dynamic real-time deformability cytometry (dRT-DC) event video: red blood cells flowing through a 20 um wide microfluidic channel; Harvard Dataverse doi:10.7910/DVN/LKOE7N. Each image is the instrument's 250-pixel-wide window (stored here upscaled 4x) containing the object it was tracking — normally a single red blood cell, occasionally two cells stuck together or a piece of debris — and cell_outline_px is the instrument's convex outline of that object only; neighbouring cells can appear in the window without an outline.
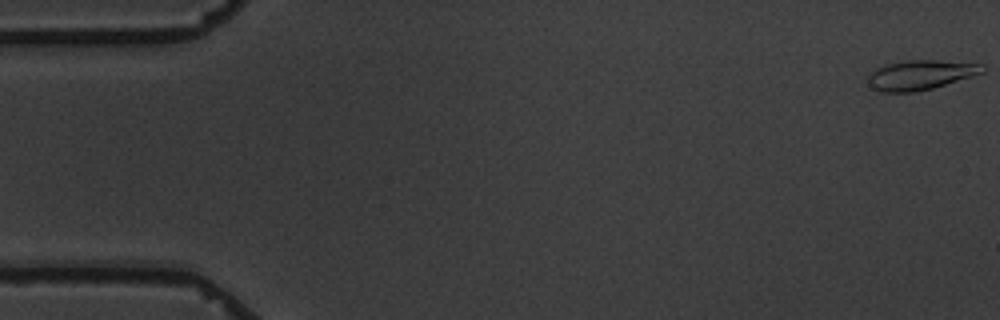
{"species": "common noctule bat (a hibernating species)", "species_latin": "Nyctalus noctula", "temperature_condition": "warm", "stored_images_in_passage": 6, "camera_frame_rate_fps": 3000, "um_per_image_px": 0.085, "animal": {"sex": "male", "body_mass_g": 19.5, "forearm_length_mm": 54.6}, "frame": {"image": 1, "passage_image": 1, "time_ms": 0.0, "image_size_px": [1000, 320], "cell_outline_px": [[984, 72], [972, 76], [932, 88], [916, 92], [880, 92], [872, 88], [868, 84], [868, 76], [876, 68], [884, 64], [908, 60], [936, 60], [984, 64]], "centroid_in_image_um": [78.21, 6.37], "position_along_channel_um": 6.8, "area_um2": 19.77}}